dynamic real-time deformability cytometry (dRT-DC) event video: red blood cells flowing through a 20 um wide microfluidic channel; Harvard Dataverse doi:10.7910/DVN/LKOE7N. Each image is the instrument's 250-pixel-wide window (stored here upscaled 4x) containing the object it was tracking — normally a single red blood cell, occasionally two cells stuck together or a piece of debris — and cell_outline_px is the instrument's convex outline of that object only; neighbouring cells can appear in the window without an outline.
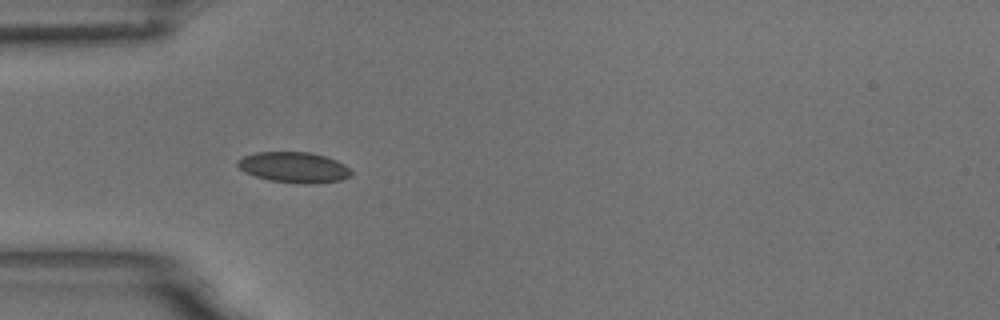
{"species": "common noctule bat (a hibernating species)", "species_latin": "Nyctalus noctula", "temperature_condition": "room temperature", "stored_images_in_passage": 11, "camera_frame_rate_fps": 3000, "um_per_image_px": 0.085, "animal": {"sex": "male", "body_mass_g": 18.8}, "frame": {"image": 1, "passage_image": 7, "time_ms": 2.0, "image_size_px": [1000, 320], "cell_outline_px": [[352, 176], [340, 180], [312, 184], [308, 184], [268, 180], [244, 172], [236, 164], [236, 160], [244, 156], [256, 152], [312, 152], [336, 160], [344, 164], [352, 172]], "centroid_in_image_um": [24.98, 14.22], "position_along_channel_um": 60.0, "area_um2": 20.29}}